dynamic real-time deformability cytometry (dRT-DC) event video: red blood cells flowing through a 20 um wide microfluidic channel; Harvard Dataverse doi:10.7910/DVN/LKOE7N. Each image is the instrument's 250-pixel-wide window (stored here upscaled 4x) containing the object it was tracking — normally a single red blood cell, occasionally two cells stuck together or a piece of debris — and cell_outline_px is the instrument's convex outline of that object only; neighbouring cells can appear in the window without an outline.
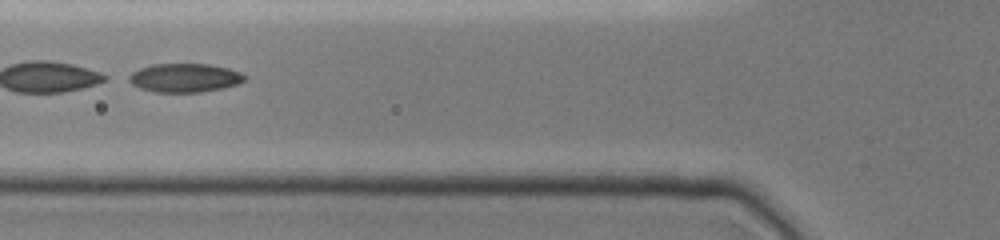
{"species": "common noctule bat (a hibernating species)", "species_latin": "Nyctalus noctula", "temperature_condition": "cold", "stored_images_in_passage": 13, "camera_frame_rate_fps": 3000, "um_per_image_px": 0.085, "animal": {"sex": "female", "body_mass_g": 19.0, "forearm_length_mm": 51.5}, "frame": {"image": 1, "passage_image": 5, "time_ms": 1.333, "image_size_px": [1000, 240], "cell_outline_px": [[248, 80], [224, 88], [200, 92], [156, 92], [140, 88], [124, 80], [124, 76], [140, 68], [152, 64], [208, 64], [228, 68], [240, 72], [248, 76]], "centroid_in_image_um": [15.67, 6.61], "position_along_channel_um": 110.1, "area_um2": 19.71}}